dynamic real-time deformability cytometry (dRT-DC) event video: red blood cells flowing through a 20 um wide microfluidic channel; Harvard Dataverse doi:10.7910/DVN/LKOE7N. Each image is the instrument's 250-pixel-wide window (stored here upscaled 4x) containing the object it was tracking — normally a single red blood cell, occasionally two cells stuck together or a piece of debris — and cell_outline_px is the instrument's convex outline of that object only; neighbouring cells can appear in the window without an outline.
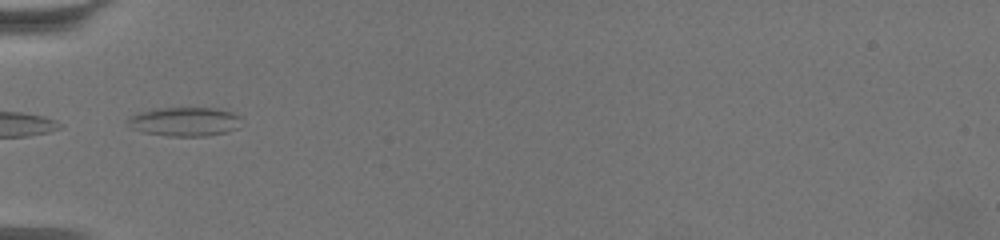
{"species": "common noctule bat (a hibernating species)", "species_latin": "Nyctalus noctula", "temperature_condition": "warm", "stored_images_in_passage": 3, "camera_frame_rate_fps": 3000, "um_per_image_px": 0.085, "animal": {"sex": "female", "body_mass_g": 19.5, "forearm_length_mm": 54.1}, "frame": {"image": 1, "passage_image": 1, "time_ms": 0.0, "image_size_px": [1000, 240], "cell_outline_px": [[240, 116], [236, 128], [228, 132], [204, 136], [168, 136], [144, 132], [132, 128], [124, 120], [136, 112], [160, 108], [216, 108], [232, 112]], "centroid_in_image_um": [15.64, 10.33], "position_along_channel_um": 69.4, "area_um2": 19.19}}